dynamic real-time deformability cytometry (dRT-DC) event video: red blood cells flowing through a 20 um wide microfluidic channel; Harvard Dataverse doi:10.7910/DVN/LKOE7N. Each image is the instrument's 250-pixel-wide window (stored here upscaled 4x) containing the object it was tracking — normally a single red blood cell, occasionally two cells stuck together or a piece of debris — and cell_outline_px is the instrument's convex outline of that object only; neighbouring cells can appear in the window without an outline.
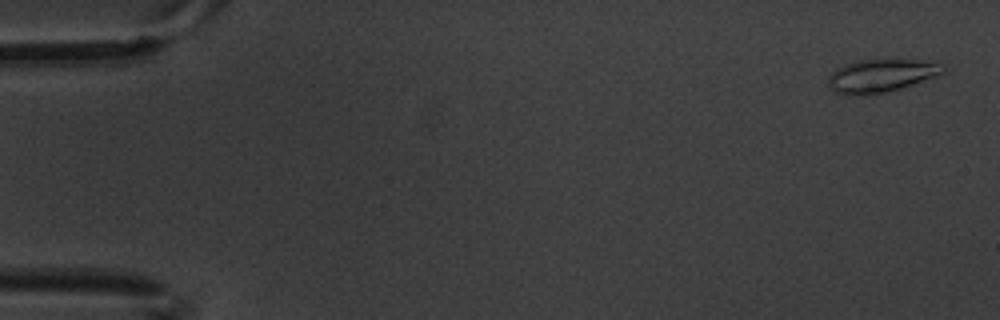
{"species": "common noctule bat (a hibernating species)", "species_latin": "Nyctalus noctula", "temperature_condition": "warm", "stored_images_in_passage": 7, "camera_frame_rate_fps": 3000, "um_per_image_px": 0.085, "animal": {"sex": "male", "body_mass_g": 20.1, "forearm_length_mm": 53.5}, "frame": {"image": 1, "passage_image": 1, "time_ms": 0.0, "image_size_px": [1000, 320], "cell_outline_px": [[944, 72], [936, 76], [900, 88], [884, 92], [860, 96], [856, 96], [836, 92], [828, 84], [828, 76], [836, 68], [844, 64], [860, 60], [936, 60], [944, 64]], "centroid_in_image_um": [74.92, 6.42], "position_along_channel_um": 10.1, "area_um2": 22.08}}
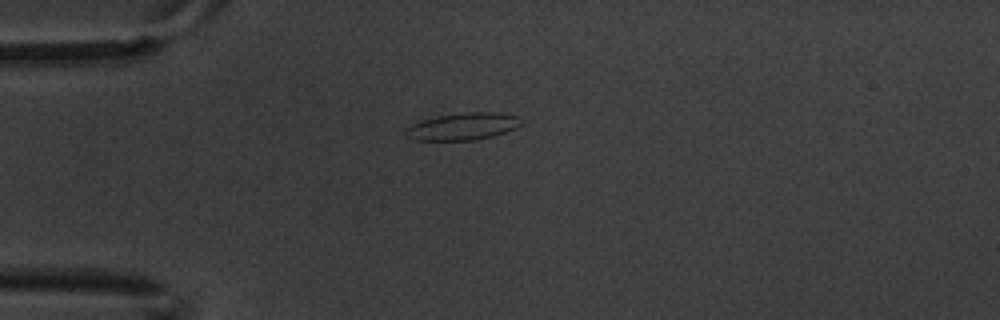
{"frame": {"image": 2, "passage_image": 4, "time_ms": 1.0, "image_size_px": [1000, 320], "cell_outline_px": [[524, 124], [516, 128], [492, 136], [472, 140], [412, 140], [404, 132], [404, 128], [412, 124], [436, 116], [464, 112], [500, 112], [520, 116]], "centroid_in_image_um": [39.38, 10.73], "position_along_channel_um": 45.6, "area_um2": 18.44}}
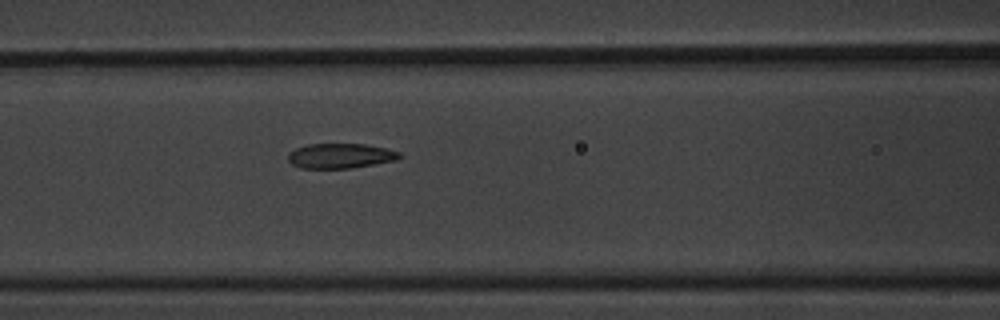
{"frame": {"image": 3, "passage_image": 7, "time_ms": 2.0, "image_size_px": [1000, 320], "cell_outline_px": [[404, 156], [396, 160], [352, 168], [300, 168], [292, 164], [288, 160], [288, 152], [296, 148], [308, 144], [364, 144], [384, 148], [400, 152]], "centroid_in_image_um": [28.93, 13.25], "position_along_channel_um": 137.7, "area_um2": 16.18}}